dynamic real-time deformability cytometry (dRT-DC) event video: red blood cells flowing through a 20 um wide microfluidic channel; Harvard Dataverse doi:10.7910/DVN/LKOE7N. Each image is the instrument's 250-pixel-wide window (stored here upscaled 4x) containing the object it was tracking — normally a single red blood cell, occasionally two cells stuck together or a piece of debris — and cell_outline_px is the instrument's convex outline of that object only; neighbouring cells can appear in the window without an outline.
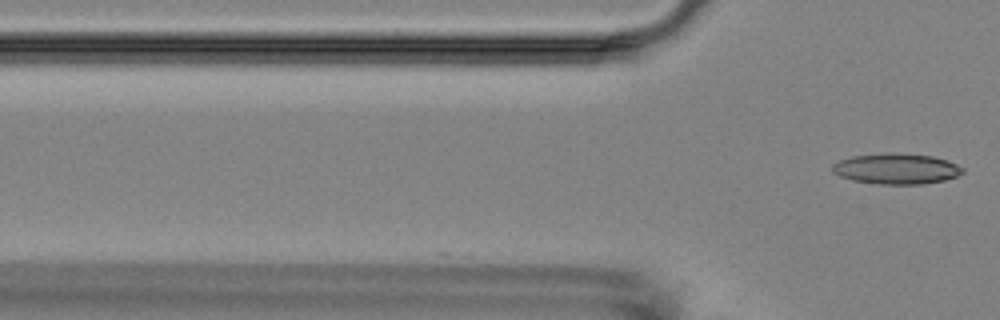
{"species": "Egyptian fruit bat (a non-hibernating species)", "species_latin": "Rousettus aegyptiacus", "temperature_condition": "room temperature", "stored_images_in_passage": 4, "camera_frame_rate_fps": 3000, "um_per_image_px": 0.085, "animal": {"sex": "female"}, "frame": {"image": 1, "passage_image": 4, "time_ms": 3.667, "image_size_px": [1000, 320], "cell_outline_px": [[964, 172], [956, 176], [944, 180], [920, 184], [880, 184], [852, 180], [840, 176], [832, 172], [832, 164], [840, 160], [852, 156], [892, 152], [932, 156], [948, 160], [964, 168]], "centroid_in_image_um": [76.19, 14.34], "position_along_channel_um": 49.6, "area_um2": 23.24}}